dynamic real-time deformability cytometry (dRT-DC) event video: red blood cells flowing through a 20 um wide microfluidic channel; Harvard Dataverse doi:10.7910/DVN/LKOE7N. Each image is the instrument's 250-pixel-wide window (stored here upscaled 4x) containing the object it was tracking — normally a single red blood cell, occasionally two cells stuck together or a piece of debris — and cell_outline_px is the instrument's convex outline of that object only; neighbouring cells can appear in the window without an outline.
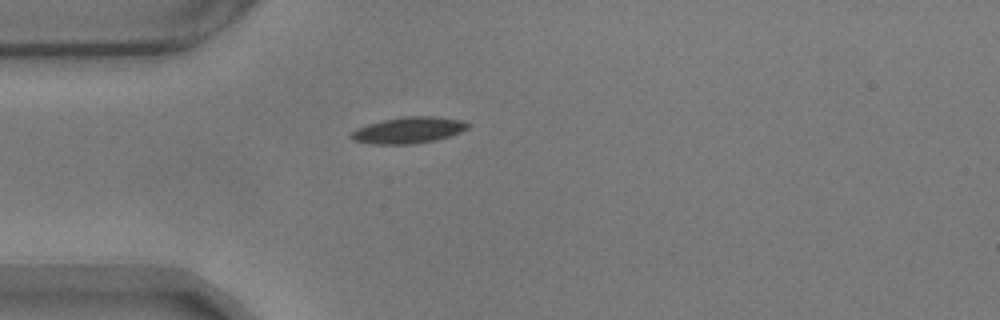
{"species": "common noctule bat (a hibernating species)", "species_latin": "Nyctalus noctula", "temperature_condition": "warm", "stored_images_in_passage": 27, "camera_frame_rate_fps": 3000, "um_per_image_px": 0.085, "animal": {"sex": "male", "body_mass_g": 17.9}, "frame": {"image": 1, "passage_image": 1, "time_ms": 0.0, "image_size_px": [1000, 320], "cell_outline_px": [[472, 124], [468, 128], [460, 132], [436, 140], [408, 144], [372, 144], [352, 140], [348, 136], [356, 128], [368, 124], [384, 120], [404, 116], [432, 116], [460, 120]], "centroid_in_image_um": [34.7, 11.06], "position_along_channel_um": 50.3, "area_um2": 17.8}}
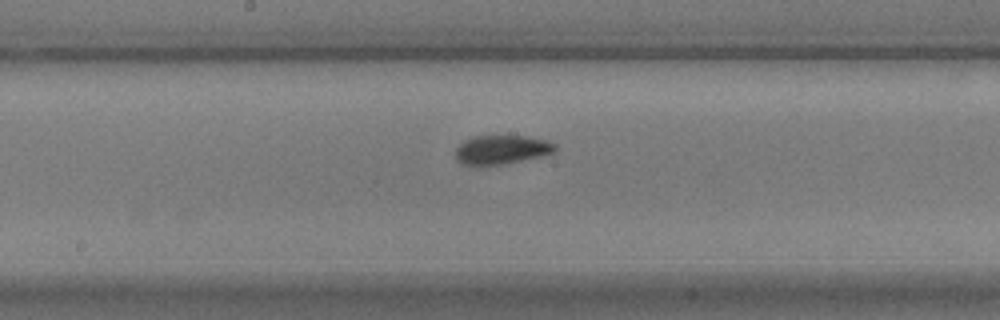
{"frame": {"image": 2, "passage_image": 15, "time_ms": 4.667, "image_size_px": [1000, 320], "cell_outline_px": [[556, 152], [540, 156], [504, 164], [480, 168], [460, 164], [456, 160], [456, 148], [464, 140], [472, 136], [528, 136], [544, 140], [556, 144]], "centroid_in_image_um": [42.57, 12.76], "position_along_channel_um": 205.6, "area_um2": 17.28}}
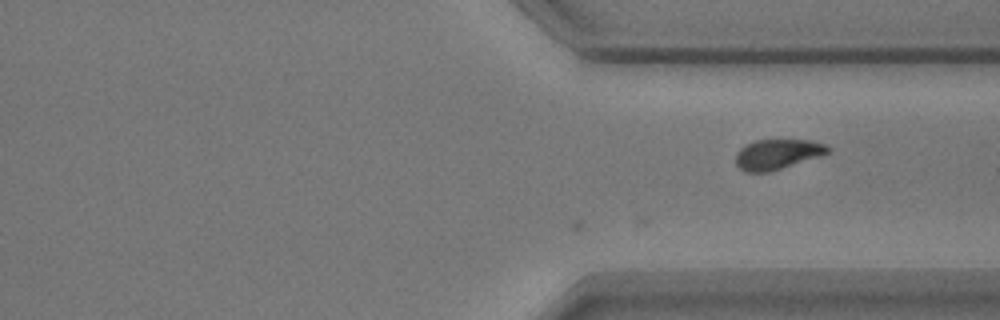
{"frame": {"image": 3, "passage_image": 27, "time_ms": 8.667, "image_size_px": [1000, 320], "cell_outline_px": [[832, 152], [820, 156], [768, 172], [744, 172], [736, 164], [736, 152], [740, 148], [756, 140], [812, 140], [828, 144], [832, 148]], "centroid_in_image_um": [66.13, 13.1], "position_along_channel_um": 345.3, "area_um2": 16.24}}